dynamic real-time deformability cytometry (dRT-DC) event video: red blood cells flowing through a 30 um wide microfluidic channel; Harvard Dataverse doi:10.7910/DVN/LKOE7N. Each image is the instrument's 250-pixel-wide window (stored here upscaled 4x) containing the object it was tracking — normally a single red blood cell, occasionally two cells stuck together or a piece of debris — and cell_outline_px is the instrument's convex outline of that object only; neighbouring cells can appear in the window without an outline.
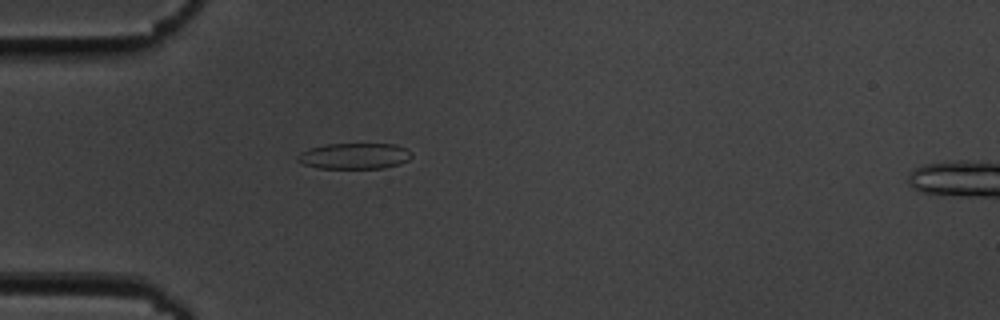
{"species": "common noctule bat (a hibernating species)", "species_latin": "Nyctalus noctula", "temperature_condition": "cold", "stored_images_in_passage": 47, "camera_frame_rate_fps": 3000, "um_per_image_px": 0.085, "animal": {"sex": "male", "body_mass_g": 19.5, "forearm_length_mm": 54.6}, "frame": {"image": 1, "passage_image": 9, "time_ms": 2.667, "image_size_px": [1000, 320], "cell_outline_px": [[412, 156], [408, 160], [400, 164], [384, 168], [316, 168], [304, 164], [296, 160], [296, 156], [300, 152], [308, 148], [324, 144], [396, 144], [408, 148], [412, 152]], "centroid_in_image_um": [30.13, 13.25], "position_along_channel_um": 54.9, "area_um2": 17.51}}
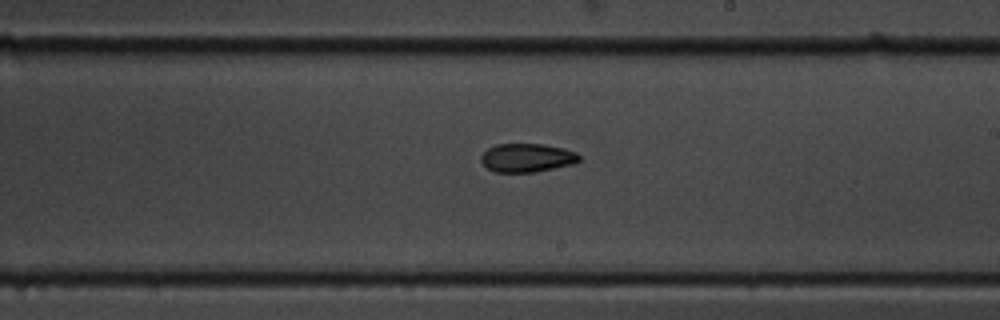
{"frame": {"image": 2, "passage_image": 25, "time_ms": 8.0, "image_size_px": [1000, 320], "cell_outline_px": [[580, 160], [576, 164], [536, 172], [496, 172], [488, 168], [480, 160], [480, 156], [488, 148], [496, 144], [544, 144], [564, 148], [576, 152], [580, 156]], "centroid_in_image_um": [44.83, 13.41], "position_along_channel_um": 244.2, "area_um2": 16.53}}
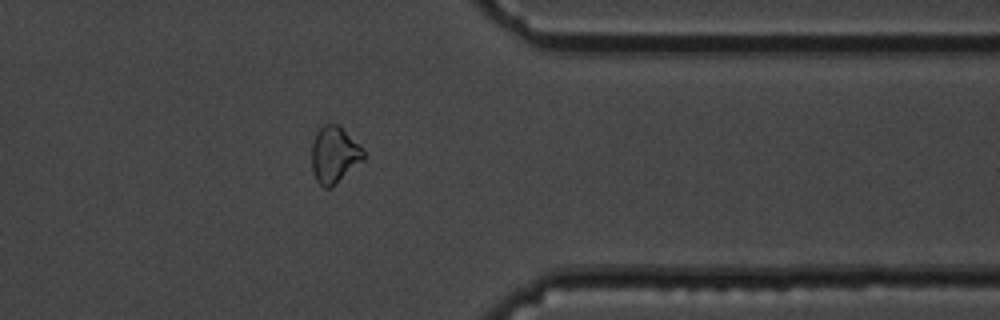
{"frame": {"image": 3, "passage_image": 37, "time_ms": 12.0, "image_size_px": [1000, 320], "cell_outline_px": [[364, 160], [332, 188], [324, 188], [316, 180], [312, 172], [312, 144], [316, 132], [324, 124], [336, 124], [364, 148]], "centroid_in_image_um": [28.42, 13.19], "position_along_channel_um": 383.0, "area_um2": 17.17}, "authors_computed_cell_mechanics": {"area_um2": 17.051, "velocity_mm_per_s": 3.6988, "shape_relaxation_time_tau1_ms": 6.2928, "shape_relaxation_time_tau2_ms": 5.6312, "deformation_change_tau1": 0.148, "deformation_change_tau2": 0.1197}}